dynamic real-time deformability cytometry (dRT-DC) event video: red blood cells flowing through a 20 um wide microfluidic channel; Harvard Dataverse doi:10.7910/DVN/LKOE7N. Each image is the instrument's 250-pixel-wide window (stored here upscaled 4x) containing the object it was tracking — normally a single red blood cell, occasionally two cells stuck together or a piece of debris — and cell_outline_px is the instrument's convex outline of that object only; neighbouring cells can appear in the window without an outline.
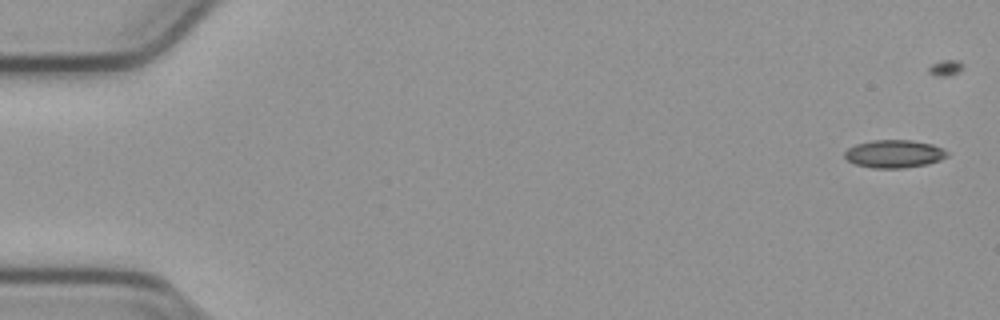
{"species": "common noctule bat (a hibernating species)", "species_latin": "Nyctalus noctula", "temperature_condition": "cold", "stored_images_in_passage": 44, "camera_frame_rate_fps": 3000, "um_per_image_px": 0.085, "animal": {"sex": "male", "body_mass_g": 23.1, "forearm_length_mm": 52.7}, "frame": {"image": 1, "passage_image": 2, "time_ms": 0.333, "image_size_px": [1000, 320], "cell_outline_px": [[948, 156], [940, 160], [928, 164], [900, 168], [872, 168], [856, 164], [848, 160], [844, 156], [844, 152], [848, 148], [856, 144], [872, 140], [912, 140], [932, 144], [948, 152]], "centroid_in_image_um": [76.0, 13.07], "position_along_channel_um": 9.0, "area_um2": 16.59}}
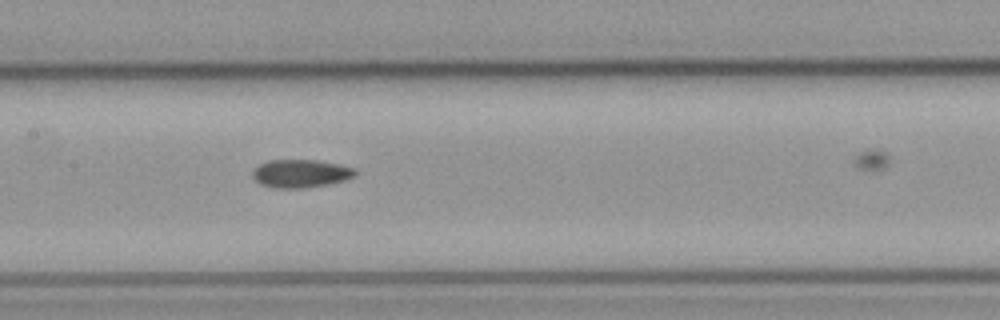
{"frame": {"image": 2, "passage_image": 27, "time_ms": 8.667, "image_size_px": [1000, 320], "cell_outline_px": [[356, 172], [352, 176], [344, 180], [328, 184], [304, 188], [276, 188], [260, 184], [252, 176], [252, 172], [260, 164], [268, 160], [316, 160], [340, 164], [356, 168]], "centroid_in_image_um": [25.55, 14.74], "position_along_channel_um": 181.8, "area_um2": 16.7}}
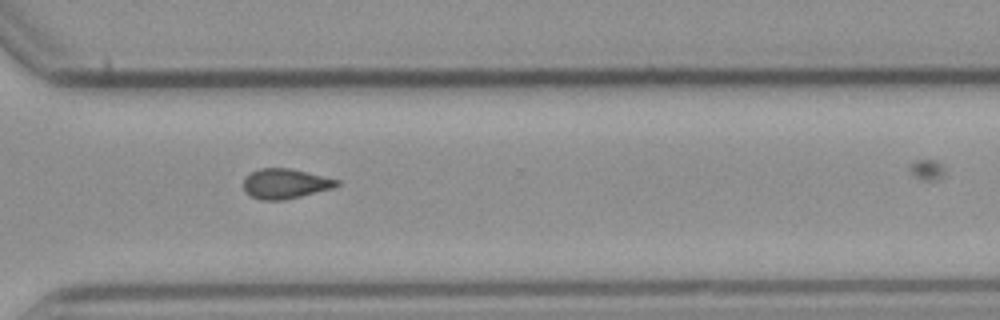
{"frame": {"image": 3, "passage_image": 40, "time_ms": 13.0, "image_size_px": [1000, 320], "cell_outline_px": [[340, 184], [332, 188], [284, 200], [260, 200], [244, 192], [244, 176], [260, 168], [288, 168], [340, 180]], "centroid_in_image_um": [24.21, 15.61], "position_along_channel_um": 346.4, "area_um2": 16.13}}